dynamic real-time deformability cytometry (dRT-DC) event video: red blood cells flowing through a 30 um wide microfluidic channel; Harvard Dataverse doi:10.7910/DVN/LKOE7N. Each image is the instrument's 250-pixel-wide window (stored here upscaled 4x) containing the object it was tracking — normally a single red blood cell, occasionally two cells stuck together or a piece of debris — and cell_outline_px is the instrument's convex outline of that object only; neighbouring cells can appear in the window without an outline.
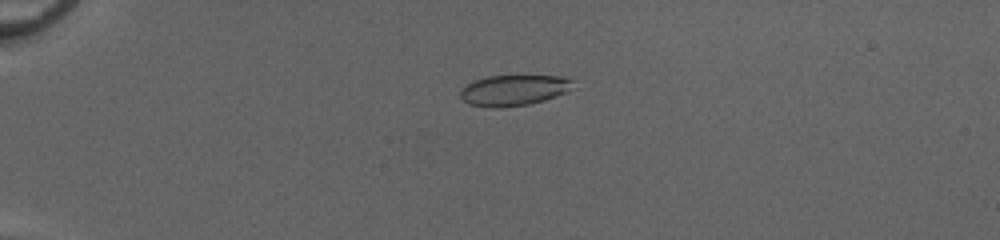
{"species": "common noctule bat (a hibernating species)", "species_latin": "Nyctalus noctula", "temperature_condition": "cold", "stored_images_in_passage": 53, "camera_frame_rate_fps": 3000, "um_per_image_px": 0.085, "animal": {"sex": "female", "body_mass_g": 20.0, "forearm_length_mm": 54.0}, "frame": {"image": 1, "passage_image": 15, "time_ms": 4.667, "image_size_px": [1000, 240], "cell_outline_px": [[572, 80], [564, 92], [556, 96], [544, 100], [528, 104], [500, 108], [488, 108], [468, 104], [460, 96], [460, 92], [468, 84], [476, 80], [488, 76], [560, 76]], "centroid_in_image_um": [43.59, 7.69], "position_along_channel_um": 41.4, "area_um2": 19.71}}
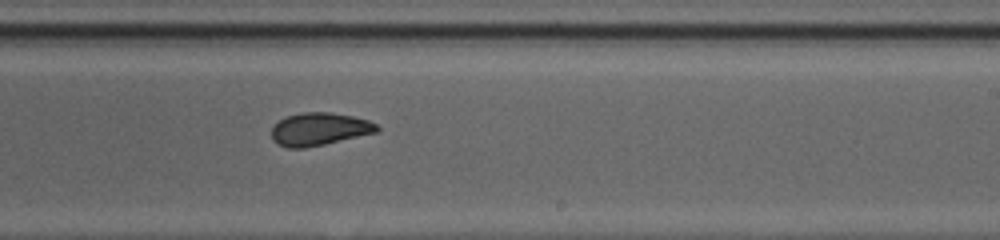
{"frame": {"image": 2, "passage_image": 35, "time_ms": 11.333, "image_size_px": [1000, 240], "cell_outline_px": [[380, 128], [376, 132], [324, 144], [304, 148], [288, 148], [276, 144], [272, 140], [272, 124], [288, 116], [300, 112], [332, 112], [352, 116], [368, 120], [376, 124]], "centroid_in_image_um": [27.1, 10.97], "position_along_channel_um": 261.9, "area_um2": 20.11}}
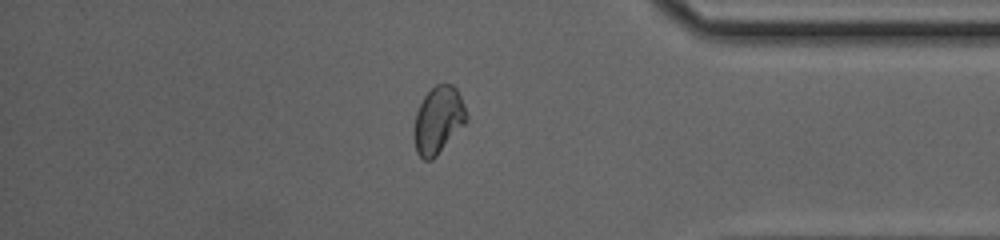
{"frame": {"image": 3, "passage_image": 46, "time_ms": 15.0, "image_size_px": [1000, 240], "cell_outline_px": [[468, 120], [436, 156], [432, 160], [424, 160], [416, 152], [412, 136], [412, 132], [416, 112], [424, 96], [436, 84], [452, 84], [456, 88], [464, 104], [468, 116]], "centroid_in_image_um": [37.23, 10.22], "position_along_channel_um": 398.0, "area_um2": 20.63}, "authors_computed_cell_mechanics": {"area_um2": 20.6924, "velocity_mm_per_s": 4.146, "shape_relaxation_time_tau1_ms": 7.6519, "shape_relaxation_time_tau2_ms": 1.3762, "deformation_change_tau1": 0.1899, "deformation_change_tau2": 0.0411}}